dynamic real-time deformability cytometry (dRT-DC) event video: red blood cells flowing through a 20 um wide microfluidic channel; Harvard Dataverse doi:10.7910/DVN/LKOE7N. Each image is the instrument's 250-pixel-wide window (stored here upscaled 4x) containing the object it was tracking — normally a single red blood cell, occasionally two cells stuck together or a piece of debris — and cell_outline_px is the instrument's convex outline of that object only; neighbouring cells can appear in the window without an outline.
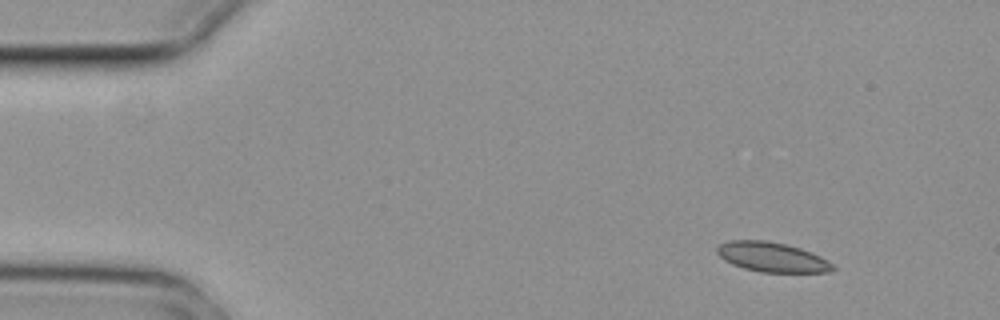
{"species": "common noctule bat (a hibernating species)", "species_latin": "Nyctalus noctula", "temperature_condition": "cold", "stored_images_in_passage": 2, "camera_frame_rate_fps": 3000, "um_per_image_px": 0.085, "animal": {"sex": "female", "body_mass_g": 29.2, "forearm_length_mm": 56.3}, "frame": {"image": 1, "passage_image": 1, "time_ms": 0.0, "image_size_px": [1000, 320], "cell_outline_px": [[836, 268], [832, 272], [760, 272], [744, 268], [732, 264], [724, 260], [716, 252], [716, 248], [720, 244], [728, 240], [764, 240], [788, 244], [812, 252], [828, 260]], "centroid_in_image_um": [65.63, 21.85], "position_along_channel_um": 19.4, "area_um2": 20.17}}